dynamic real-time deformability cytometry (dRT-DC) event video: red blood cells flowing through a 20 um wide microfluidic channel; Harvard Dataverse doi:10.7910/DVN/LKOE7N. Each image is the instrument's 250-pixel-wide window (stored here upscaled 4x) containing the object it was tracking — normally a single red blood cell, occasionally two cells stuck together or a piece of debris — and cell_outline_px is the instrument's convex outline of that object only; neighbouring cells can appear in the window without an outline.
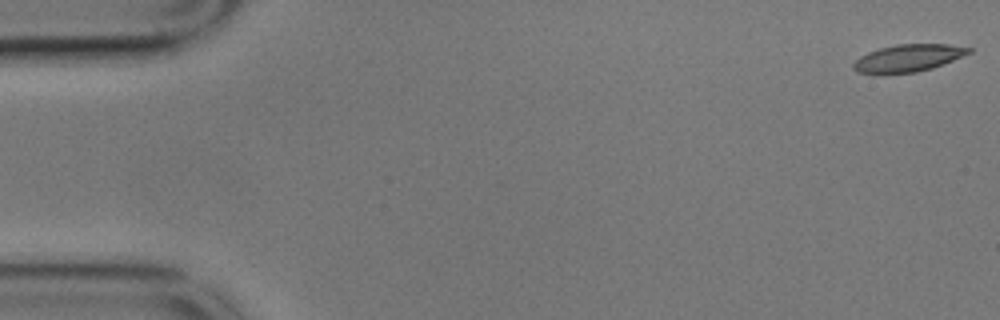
{"species": "common noctule bat (a hibernating species)", "species_latin": "Nyctalus noctula", "temperature_condition": "cold", "stored_images_in_passage": 56, "camera_frame_rate_fps": 3000, "um_per_image_px": 0.085, "animal": {"sex": "male", "body_mass_g": 17.9}, "frame": {"image": 1, "passage_image": 1, "time_ms": 0.0, "image_size_px": [1000, 320], "cell_outline_px": [[972, 52], [944, 64], [932, 68], [916, 72], [876, 76], [860, 72], [852, 68], [852, 64], [860, 56], [868, 52], [880, 48], [896, 44], [948, 44], [972, 48]], "centroid_in_image_um": [77.15, 4.96], "position_along_channel_um": 7.8, "area_um2": 18.79}}
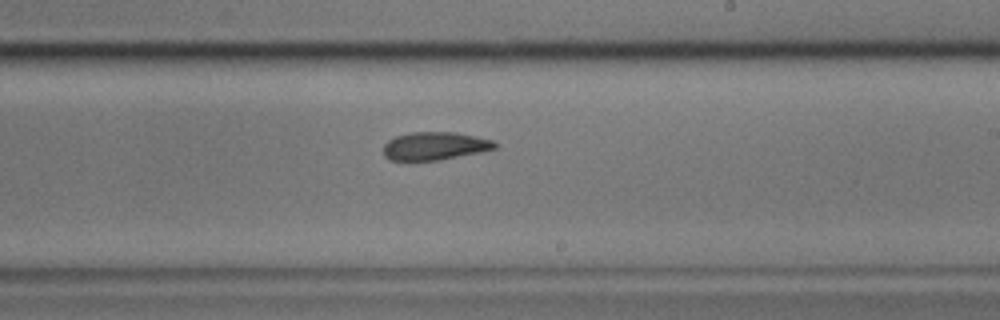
{"frame": {"image": 2, "passage_image": 33, "time_ms": 10.667, "image_size_px": [1000, 320], "cell_outline_px": [[500, 144], [496, 148], [484, 152], [440, 160], [388, 160], [384, 156], [384, 144], [388, 140], [396, 136], [412, 132], [456, 132], [476, 136], [492, 140]], "centroid_in_image_um": [37.01, 12.41], "position_along_channel_um": 252.0, "area_um2": 18.44}}
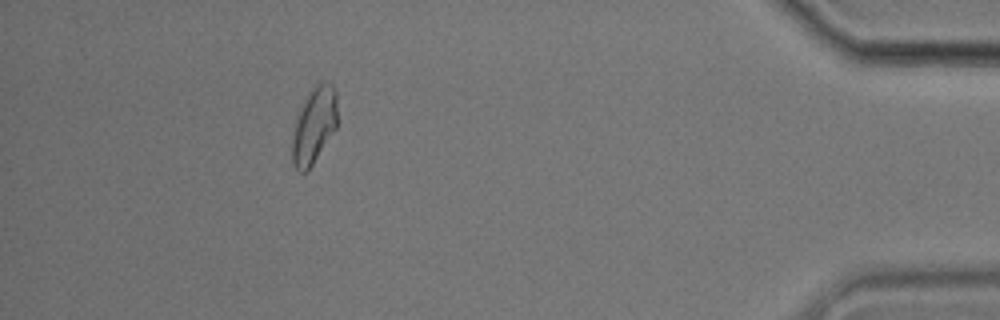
{"frame": {"image": 3, "passage_image": 51, "time_ms": 16.667, "image_size_px": [1000, 320], "cell_outline_px": [[336, 128], [312, 164], [304, 172], [300, 172], [292, 164], [292, 140], [296, 112], [300, 104], [316, 80], [328, 80], [332, 84], [336, 92]], "centroid_in_image_um": [26.67, 10.55], "position_along_channel_um": 408.5, "area_um2": 20.46}, "authors_computed_cell_mechanics": {"area_um2": 19.1607, "velocity_mm_per_s": 3.5334, "shape_relaxation_time_tau1_ms": null, "shape_relaxation_time_tau2_ms": 3.9351, "deformation_change_tau1": null, "deformation_change_tau2": 0.105}}